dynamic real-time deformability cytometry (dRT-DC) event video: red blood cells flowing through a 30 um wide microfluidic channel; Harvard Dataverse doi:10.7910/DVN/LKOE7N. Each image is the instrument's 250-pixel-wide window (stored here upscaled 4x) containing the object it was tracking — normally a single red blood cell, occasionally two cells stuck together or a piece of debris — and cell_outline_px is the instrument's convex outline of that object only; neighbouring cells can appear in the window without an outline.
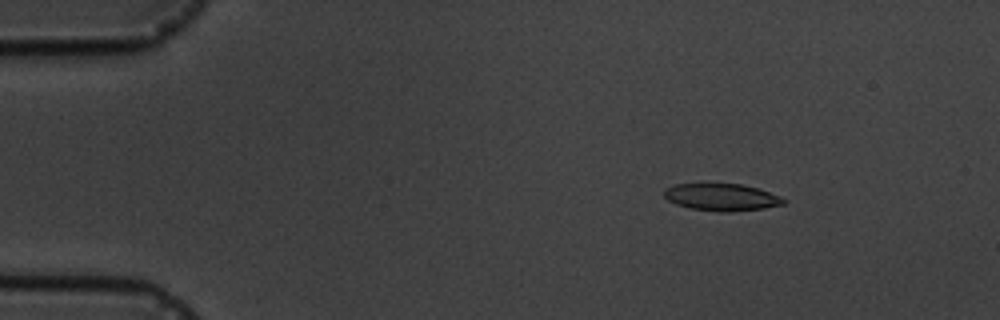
{"species": "common noctule bat (a hibernating species)", "species_latin": "Nyctalus noctula", "temperature_condition": "cold", "stored_images_in_passage": 11, "camera_frame_rate_fps": 3000, "um_per_image_px": 0.085, "animal": {"sex": "male", "body_mass_g": 19.5, "forearm_length_mm": 54.6}, "frame": {"image": 1, "passage_image": 3, "time_ms": 2.333, "image_size_px": [1000, 320], "cell_outline_px": [[784, 204], [764, 208], [728, 212], [720, 212], [692, 208], [676, 204], [668, 200], [664, 196], [664, 188], [676, 184], [740, 184], [756, 188], [780, 196], [784, 200]], "centroid_in_image_um": [61.31, 16.76], "position_along_channel_um": 23.7, "area_um2": 18.61}}
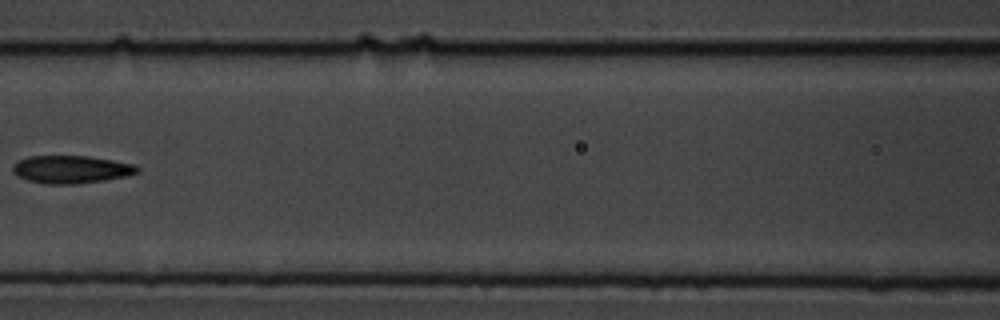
{"frame": {"image": 2, "passage_image": 8, "time_ms": 8.333, "image_size_px": [1000, 320], "cell_outline_px": [[140, 172], [128, 176], [104, 180], [76, 184], [48, 184], [28, 180], [16, 176], [12, 172], [12, 168], [20, 160], [28, 156], [88, 156], [136, 164], [140, 168]], "centroid_in_image_um": [6.09, 14.4], "position_along_channel_um": 160.5, "area_um2": 20.23}}
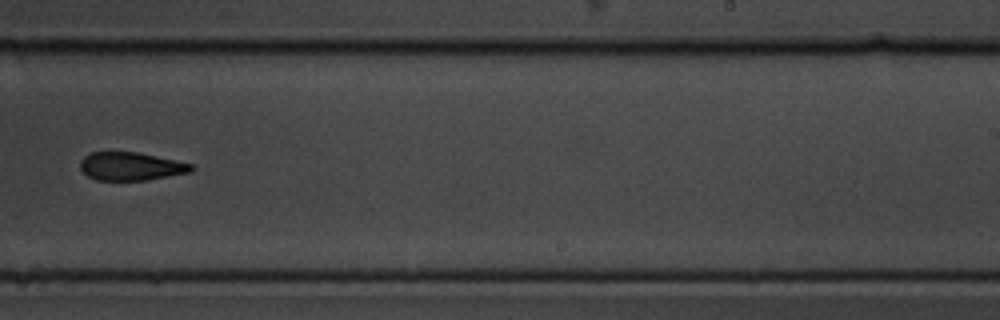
{"frame": {"image": 3, "passage_image": 11, "time_ms": 11.667, "image_size_px": [1000, 320], "cell_outline_px": [[196, 168], [192, 172], [148, 180], [96, 180], [88, 176], [80, 168], [80, 160], [84, 156], [92, 152], [140, 152], [176, 160], [192, 164]], "centroid_in_image_um": [11.16, 14.13], "position_along_channel_um": 277.8, "area_um2": 18.44}}